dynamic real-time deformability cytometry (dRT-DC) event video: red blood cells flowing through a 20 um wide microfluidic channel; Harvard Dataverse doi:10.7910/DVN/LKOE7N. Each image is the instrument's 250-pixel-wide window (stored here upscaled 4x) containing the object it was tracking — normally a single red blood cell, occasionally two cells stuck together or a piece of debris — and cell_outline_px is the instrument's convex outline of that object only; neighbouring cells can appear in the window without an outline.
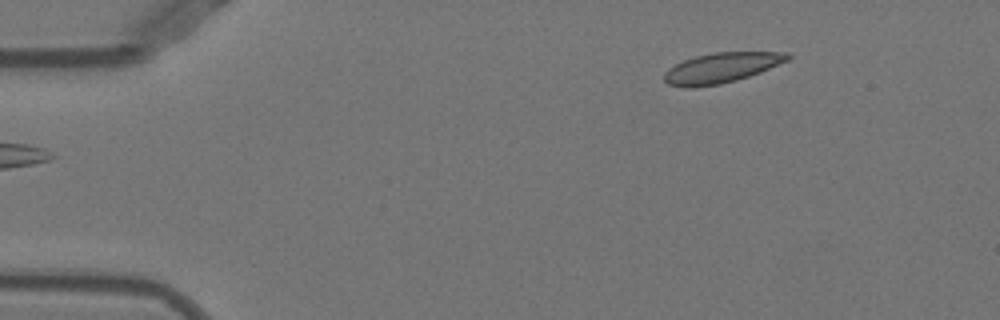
{"species": "Egyptian fruit bat (a non-hibernating species)", "species_latin": "Rousettus aegyptiacus", "temperature_condition": "warm", "stored_images_in_passage": 46, "camera_frame_rate_fps": 3000, "um_per_image_px": 0.085, "animal": {"sex": "female"}, "frame": {"image": 1, "passage_image": 1, "time_ms": 0.0, "image_size_px": [1000, 320], "cell_outline_px": [[792, 56], [788, 60], [760, 72], [736, 80], [720, 84], [692, 88], [684, 88], [668, 84], [664, 80], [664, 72], [668, 68], [684, 60], [696, 56], [712, 52], [792, 52]], "centroid_in_image_um": [61.31, 5.76], "position_along_channel_um": 23.7, "area_um2": 21.73}}
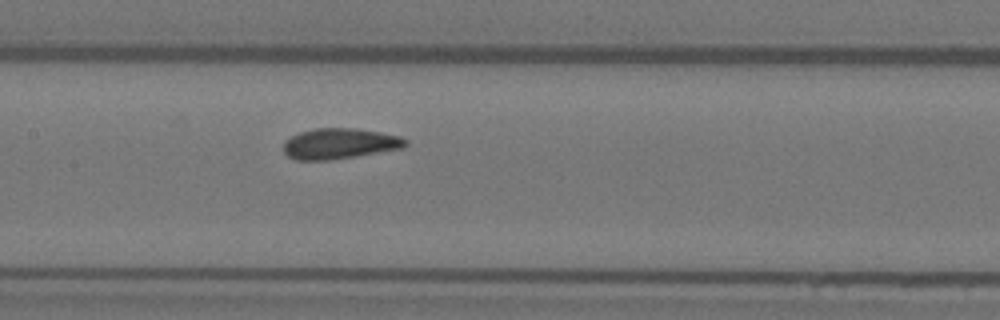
{"frame": {"image": 2, "passage_image": 19, "time_ms": 6.0, "image_size_px": [1000, 320], "cell_outline_px": [[408, 144], [404, 148], [356, 156], [328, 160], [296, 160], [288, 156], [284, 152], [284, 140], [300, 132], [316, 128], [356, 128], [380, 132], [400, 136], [408, 140]], "centroid_in_image_um": [28.89, 12.2], "position_along_channel_um": 178.5, "area_um2": 21.85}}
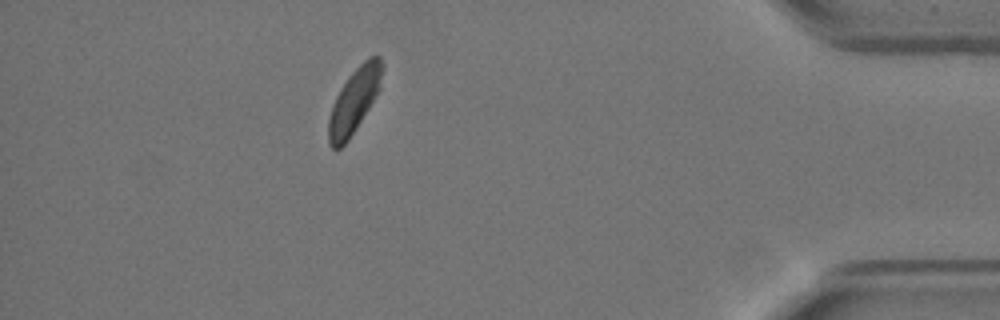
{"frame": {"image": 3, "passage_image": 40, "time_ms": 13.0, "image_size_px": [1000, 320], "cell_outline_px": [[384, 64], [380, 88], [368, 108], [348, 140], [340, 148], [332, 148], [328, 144], [328, 120], [332, 104], [340, 88], [348, 76], [368, 56], [376, 52], [380, 56]], "centroid_in_image_um": [30.11, 8.49], "position_along_channel_um": 405.1, "area_um2": 20.23}, "authors_computed_cell_mechanics": {"area_um2": 21.5305, "velocity_mm_per_s": 3.9093, "shape_relaxation_time_tau1_ms": 5.1521, "shape_relaxation_time_tau2_ms": null, "deformation_change_tau1": 0.1108, "deformation_change_tau2": null}}